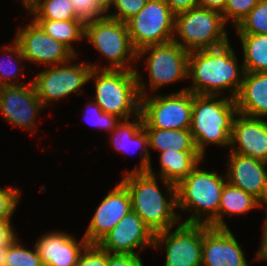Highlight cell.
<instances>
[{
  "label": "cell",
  "instance_id": "7bdbcfd3",
  "mask_svg": "<svg viewBox=\"0 0 267 266\" xmlns=\"http://www.w3.org/2000/svg\"><path fill=\"white\" fill-rule=\"evenodd\" d=\"M43 1L46 0H26L23 4L29 11V13H32Z\"/></svg>",
  "mask_w": 267,
  "mask_h": 266
},
{
  "label": "cell",
  "instance_id": "7402d4cb",
  "mask_svg": "<svg viewBox=\"0 0 267 266\" xmlns=\"http://www.w3.org/2000/svg\"><path fill=\"white\" fill-rule=\"evenodd\" d=\"M130 119L121 120L111 132L110 143L115 147L116 151L128 152V148L132 144L136 147L142 148L141 151V165L132 171H148L151 166L150 154L148 151L149 143L148 136L143 127V118L141 113L135 115L134 122L128 121ZM133 145V146H134ZM133 150V149H132ZM130 151V150H129Z\"/></svg>",
  "mask_w": 267,
  "mask_h": 266
},
{
  "label": "cell",
  "instance_id": "d590c367",
  "mask_svg": "<svg viewBox=\"0 0 267 266\" xmlns=\"http://www.w3.org/2000/svg\"><path fill=\"white\" fill-rule=\"evenodd\" d=\"M81 252L77 266H107V251L97 244H88Z\"/></svg>",
  "mask_w": 267,
  "mask_h": 266
},
{
  "label": "cell",
  "instance_id": "4fadbf2b",
  "mask_svg": "<svg viewBox=\"0 0 267 266\" xmlns=\"http://www.w3.org/2000/svg\"><path fill=\"white\" fill-rule=\"evenodd\" d=\"M155 234L153 247L165 245L164 266H202L203 225L178 224L176 229Z\"/></svg>",
  "mask_w": 267,
  "mask_h": 266
},
{
  "label": "cell",
  "instance_id": "8d00e7d4",
  "mask_svg": "<svg viewBox=\"0 0 267 266\" xmlns=\"http://www.w3.org/2000/svg\"><path fill=\"white\" fill-rule=\"evenodd\" d=\"M13 58V61H12ZM14 56L13 54L10 56L8 62L5 63V61L2 64L0 61V86H11V85H22L20 83H17L15 81H12V79L17 78V72L20 73L21 69H18V67L12 65L14 64Z\"/></svg>",
  "mask_w": 267,
  "mask_h": 266
},
{
  "label": "cell",
  "instance_id": "9c48e42d",
  "mask_svg": "<svg viewBox=\"0 0 267 266\" xmlns=\"http://www.w3.org/2000/svg\"><path fill=\"white\" fill-rule=\"evenodd\" d=\"M193 93L182 89L176 93L141 97L140 113L144 128L190 129Z\"/></svg>",
  "mask_w": 267,
  "mask_h": 266
},
{
  "label": "cell",
  "instance_id": "d4e9b609",
  "mask_svg": "<svg viewBox=\"0 0 267 266\" xmlns=\"http://www.w3.org/2000/svg\"><path fill=\"white\" fill-rule=\"evenodd\" d=\"M256 207H263V204L253 195L227 182L221 193L218 209V228H228L223 221V215L246 214Z\"/></svg>",
  "mask_w": 267,
  "mask_h": 266
},
{
  "label": "cell",
  "instance_id": "836d02e7",
  "mask_svg": "<svg viewBox=\"0 0 267 266\" xmlns=\"http://www.w3.org/2000/svg\"><path fill=\"white\" fill-rule=\"evenodd\" d=\"M89 108L91 111L89 110ZM85 115L86 118L88 115V118L90 116L92 117H90L89 119L87 118L88 123L99 128H104V130H107L108 132H112L119 121H121V119H119L117 116L103 112V110L94 101L87 105V111L85 112Z\"/></svg>",
  "mask_w": 267,
  "mask_h": 266
},
{
  "label": "cell",
  "instance_id": "5bb4252c",
  "mask_svg": "<svg viewBox=\"0 0 267 266\" xmlns=\"http://www.w3.org/2000/svg\"><path fill=\"white\" fill-rule=\"evenodd\" d=\"M155 234L133 210L104 236L97 245L110 254H138L135 249L154 245ZM139 247V248H138Z\"/></svg>",
  "mask_w": 267,
  "mask_h": 266
},
{
  "label": "cell",
  "instance_id": "4316f807",
  "mask_svg": "<svg viewBox=\"0 0 267 266\" xmlns=\"http://www.w3.org/2000/svg\"><path fill=\"white\" fill-rule=\"evenodd\" d=\"M52 38L65 45L75 56L72 42L84 38L85 23L81 20H35Z\"/></svg>",
  "mask_w": 267,
  "mask_h": 266
},
{
  "label": "cell",
  "instance_id": "5b68a950",
  "mask_svg": "<svg viewBox=\"0 0 267 266\" xmlns=\"http://www.w3.org/2000/svg\"><path fill=\"white\" fill-rule=\"evenodd\" d=\"M198 166L176 185L177 208L194 210L183 223L218 228V209L227 177L201 170ZM203 214H208L205 220Z\"/></svg>",
  "mask_w": 267,
  "mask_h": 266
},
{
  "label": "cell",
  "instance_id": "52a82bcc",
  "mask_svg": "<svg viewBox=\"0 0 267 266\" xmlns=\"http://www.w3.org/2000/svg\"><path fill=\"white\" fill-rule=\"evenodd\" d=\"M84 38L110 59L111 67L103 69L136 70L131 64L127 65V62L138 60L126 23L108 16L86 22Z\"/></svg>",
  "mask_w": 267,
  "mask_h": 266
},
{
  "label": "cell",
  "instance_id": "e575fe53",
  "mask_svg": "<svg viewBox=\"0 0 267 266\" xmlns=\"http://www.w3.org/2000/svg\"><path fill=\"white\" fill-rule=\"evenodd\" d=\"M21 191L15 187L0 188V220H11L20 200Z\"/></svg>",
  "mask_w": 267,
  "mask_h": 266
},
{
  "label": "cell",
  "instance_id": "ab89813d",
  "mask_svg": "<svg viewBox=\"0 0 267 266\" xmlns=\"http://www.w3.org/2000/svg\"><path fill=\"white\" fill-rule=\"evenodd\" d=\"M164 1L168 4L169 8L175 15L199 6L198 0H164Z\"/></svg>",
  "mask_w": 267,
  "mask_h": 266
},
{
  "label": "cell",
  "instance_id": "8fae6325",
  "mask_svg": "<svg viewBox=\"0 0 267 266\" xmlns=\"http://www.w3.org/2000/svg\"><path fill=\"white\" fill-rule=\"evenodd\" d=\"M66 63L53 65L36 75L32 80L38 99L47 107L50 101H56L77 92L89 81L91 70L89 63L68 65ZM66 64V65H65ZM62 65V66H61ZM65 65V66H64Z\"/></svg>",
  "mask_w": 267,
  "mask_h": 266
},
{
  "label": "cell",
  "instance_id": "60d3db41",
  "mask_svg": "<svg viewBox=\"0 0 267 266\" xmlns=\"http://www.w3.org/2000/svg\"><path fill=\"white\" fill-rule=\"evenodd\" d=\"M199 6L208 8L210 10L218 11L220 13L224 12L227 0H198Z\"/></svg>",
  "mask_w": 267,
  "mask_h": 266
},
{
  "label": "cell",
  "instance_id": "3957f363",
  "mask_svg": "<svg viewBox=\"0 0 267 266\" xmlns=\"http://www.w3.org/2000/svg\"><path fill=\"white\" fill-rule=\"evenodd\" d=\"M121 183L127 188L132 210L141 217L145 224L156 234L172 229L180 221L176 197L167 201L163 196L152 166L148 171H131L126 174Z\"/></svg>",
  "mask_w": 267,
  "mask_h": 266
},
{
  "label": "cell",
  "instance_id": "4dcf8cb0",
  "mask_svg": "<svg viewBox=\"0 0 267 266\" xmlns=\"http://www.w3.org/2000/svg\"><path fill=\"white\" fill-rule=\"evenodd\" d=\"M77 18L84 23L106 17L107 7L101 0H70Z\"/></svg>",
  "mask_w": 267,
  "mask_h": 266
},
{
  "label": "cell",
  "instance_id": "2e32d148",
  "mask_svg": "<svg viewBox=\"0 0 267 266\" xmlns=\"http://www.w3.org/2000/svg\"><path fill=\"white\" fill-rule=\"evenodd\" d=\"M131 210L130 194L120 182L97 207L84 235L88 244H97Z\"/></svg>",
  "mask_w": 267,
  "mask_h": 266
},
{
  "label": "cell",
  "instance_id": "d6986e66",
  "mask_svg": "<svg viewBox=\"0 0 267 266\" xmlns=\"http://www.w3.org/2000/svg\"><path fill=\"white\" fill-rule=\"evenodd\" d=\"M236 115L232 123L230 145L234 149L231 152L267 162V121L263 117Z\"/></svg>",
  "mask_w": 267,
  "mask_h": 266
},
{
  "label": "cell",
  "instance_id": "7c38bea8",
  "mask_svg": "<svg viewBox=\"0 0 267 266\" xmlns=\"http://www.w3.org/2000/svg\"><path fill=\"white\" fill-rule=\"evenodd\" d=\"M147 52L150 54L147 56L146 65L153 91L174 81L188 78L189 52L175 41L142 48L137 52V60Z\"/></svg>",
  "mask_w": 267,
  "mask_h": 266
},
{
  "label": "cell",
  "instance_id": "1f68e13d",
  "mask_svg": "<svg viewBox=\"0 0 267 266\" xmlns=\"http://www.w3.org/2000/svg\"><path fill=\"white\" fill-rule=\"evenodd\" d=\"M259 0H227L224 12L222 13L225 23L231 18L235 28L257 5Z\"/></svg>",
  "mask_w": 267,
  "mask_h": 266
},
{
  "label": "cell",
  "instance_id": "e0dca14e",
  "mask_svg": "<svg viewBox=\"0 0 267 266\" xmlns=\"http://www.w3.org/2000/svg\"><path fill=\"white\" fill-rule=\"evenodd\" d=\"M205 266H249L241 245L229 228L203 225L202 262Z\"/></svg>",
  "mask_w": 267,
  "mask_h": 266
},
{
  "label": "cell",
  "instance_id": "484cf974",
  "mask_svg": "<svg viewBox=\"0 0 267 266\" xmlns=\"http://www.w3.org/2000/svg\"><path fill=\"white\" fill-rule=\"evenodd\" d=\"M242 43L245 72L267 73V34H238Z\"/></svg>",
  "mask_w": 267,
  "mask_h": 266
},
{
  "label": "cell",
  "instance_id": "277c9868",
  "mask_svg": "<svg viewBox=\"0 0 267 266\" xmlns=\"http://www.w3.org/2000/svg\"><path fill=\"white\" fill-rule=\"evenodd\" d=\"M217 97L218 95L193 94L189 130L203 158L207 144L230 146L232 123L238 113L235 99L225 97L216 100Z\"/></svg>",
  "mask_w": 267,
  "mask_h": 266
},
{
  "label": "cell",
  "instance_id": "6da1fadb",
  "mask_svg": "<svg viewBox=\"0 0 267 266\" xmlns=\"http://www.w3.org/2000/svg\"><path fill=\"white\" fill-rule=\"evenodd\" d=\"M239 68L229 43L215 49L189 52L188 77L192 76L193 86L186 89L193 94L220 96V91L232 87L230 96L235 99L245 75L243 65Z\"/></svg>",
  "mask_w": 267,
  "mask_h": 266
},
{
  "label": "cell",
  "instance_id": "74e56055",
  "mask_svg": "<svg viewBox=\"0 0 267 266\" xmlns=\"http://www.w3.org/2000/svg\"><path fill=\"white\" fill-rule=\"evenodd\" d=\"M107 266H143L138 254H110L107 251Z\"/></svg>",
  "mask_w": 267,
  "mask_h": 266
},
{
  "label": "cell",
  "instance_id": "cb8c5ba5",
  "mask_svg": "<svg viewBox=\"0 0 267 266\" xmlns=\"http://www.w3.org/2000/svg\"><path fill=\"white\" fill-rule=\"evenodd\" d=\"M149 148L164 151H198L189 129L144 128Z\"/></svg>",
  "mask_w": 267,
  "mask_h": 266
},
{
  "label": "cell",
  "instance_id": "f6af8a7d",
  "mask_svg": "<svg viewBox=\"0 0 267 266\" xmlns=\"http://www.w3.org/2000/svg\"><path fill=\"white\" fill-rule=\"evenodd\" d=\"M265 212H266V221L264 223V226H263V239L262 240H267V207L265 208Z\"/></svg>",
  "mask_w": 267,
  "mask_h": 266
},
{
  "label": "cell",
  "instance_id": "ee69618b",
  "mask_svg": "<svg viewBox=\"0 0 267 266\" xmlns=\"http://www.w3.org/2000/svg\"><path fill=\"white\" fill-rule=\"evenodd\" d=\"M8 246H1L0 247V266H7L6 265V257L8 252Z\"/></svg>",
  "mask_w": 267,
  "mask_h": 266
},
{
  "label": "cell",
  "instance_id": "ac0fdd59",
  "mask_svg": "<svg viewBox=\"0 0 267 266\" xmlns=\"http://www.w3.org/2000/svg\"><path fill=\"white\" fill-rule=\"evenodd\" d=\"M229 156L227 182L267 204V162L234 152Z\"/></svg>",
  "mask_w": 267,
  "mask_h": 266
},
{
  "label": "cell",
  "instance_id": "f35d334b",
  "mask_svg": "<svg viewBox=\"0 0 267 266\" xmlns=\"http://www.w3.org/2000/svg\"><path fill=\"white\" fill-rule=\"evenodd\" d=\"M10 221L0 220V247L10 245L16 239V234L10 225Z\"/></svg>",
  "mask_w": 267,
  "mask_h": 266
},
{
  "label": "cell",
  "instance_id": "8992f818",
  "mask_svg": "<svg viewBox=\"0 0 267 266\" xmlns=\"http://www.w3.org/2000/svg\"><path fill=\"white\" fill-rule=\"evenodd\" d=\"M225 24L222 13L198 6L175 15L174 33L183 42L173 41L188 52L219 48L229 43Z\"/></svg>",
  "mask_w": 267,
  "mask_h": 266
},
{
  "label": "cell",
  "instance_id": "f1b7e54d",
  "mask_svg": "<svg viewBox=\"0 0 267 266\" xmlns=\"http://www.w3.org/2000/svg\"><path fill=\"white\" fill-rule=\"evenodd\" d=\"M236 29L238 34H267V0H259Z\"/></svg>",
  "mask_w": 267,
  "mask_h": 266
},
{
  "label": "cell",
  "instance_id": "9a60e30c",
  "mask_svg": "<svg viewBox=\"0 0 267 266\" xmlns=\"http://www.w3.org/2000/svg\"><path fill=\"white\" fill-rule=\"evenodd\" d=\"M45 108L38 99L33 82L28 86H0V111L14 126L35 129V116Z\"/></svg>",
  "mask_w": 267,
  "mask_h": 266
},
{
  "label": "cell",
  "instance_id": "f546056e",
  "mask_svg": "<svg viewBox=\"0 0 267 266\" xmlns=\"http://www.w3.org/2000/svg\"><path fill=\"white\" fill-rule=\"evenodd\" d=\"M17 238L8 246L6 257L7 266H44L38 250L34 245V251L28 250L19 244Z\"/></svg>",
  "mask_w": 267,
  "mask_h": 266
},
{
  "label": "cell",
  "instance_id": "ffe728a7",
  "mask_svg": "<svg viewBox=\"0 0 267 266\" xmlns=\"http://www.w3.org/2000/svg\"><path fill=\"white\" fill-rule=\"evenodd\" d=\"M87 245L84 237L78 243L72 235L60 231L41 235L35 244L44 266H77Z\"/></svg>",
  "mask_w": 267,
  "mask_h": 266
},
{
  "label": "cell",
  "instance_id": "44dd1931",
  "mask_svg": "<svg viewBox=\"0 0 267 266\" xmlns=\"http://www.w3.org/2000/svg\"><path fill=\"white\" fill-rule=\"evenodd\" d=\"M235 103L239 114L267 116V73L245 72Z\"/></svg>",
  "mask_w": 267,
  "mask_h": 266
},
{
  "label": "cell",
  "instance_id": "83f0119b",
  "mask_svg": "<svg viewBox=\"0 0 267 266\" xmlns=\"http://www.w3.org/2000/svg\"><path fill=\"white\" fill-rule=\"evenodd\" d=\"M34 20H80L70 0H46L33 12Z\"/></svg>",
  "mask_w": 267,
  "mask_h": 266
},
{
  "label": "cell",
  "instance_id": "603a6c76",
  "mask_svg": "<svg viewBox=\"0 0 267 266\" xmlns=\"http://www.w3.org/2000/svg\"><path fill=\"white\" fill-rule=\"evenodd\" d=\"M203 159L198 151H164L160 153L159 179L166 184L170 197H176V185Z\"/></svg>",
  "mask_w": 267,
  "mask_h": 266
},
{
  "label": "cell",
  "instance_id": "d6a6232c",
  "mask_svg": "<svg viewBox=\"0 0 267 266\" xmlns=\"http://www.w3.org/2000/svg\"><path fill=\"white\" fill-rule=\"evenodd\" d=\"M148 0H112L107 6V11L114 6L117 12L107 14L116 20L126 23L130 18L135 16L147 3Z\"/></svg>",
  "mask_w": 267,
  "mask_h": 266
},
{
  "label": "cell",
  "instance_id": "ba28073f",
  "mask_svg": "<svg viewBox=\"0 0 267 266\" xmlns=\"http://www.w3.org/2000/svg\"><path fill=\"white\" fill-rule=\"evenodd\" d=\"M126 24L137 52L150 45L170 42L175 35V14L164 0H148Z\"/></svg>",
  "mask_w": 267,
  "mask_h": 266
},
{
  "label": "cell",
  "instance_id": "bcb514c9",
  "mask_svg": "<svg viewBox=\"0 0 267 266\" xmlns=\"http://www.w3.org/2000/svg\"><path fill=\"white\" fill-rule=\"evenodd\" d=\"M104 4H105V6L107 7L109 4H110V2L112 1V0H101Z\"/></svg>",
  "mask_w": 267,
  "mask_h": 266
},
{
  "label": "cell",
  "instance_id": "30bf717a",
  "mask_svg": "<svg viewBox=\"0 0 267 266\" xmlns=\"http://www.w3.org/2000/svg\"><path fill=\"white\" fill-rule=\"evenodd\" d=\"M17 32L12 46L3 47L2 50L13 53L18 61L28 60L53 66L78 57L61 42L49 36L34 19L25 28H18Z\"/></svg>",
  "mask_w": 267,
  "mask_h": 266
},
{
  "label": "cell",
  "instance_id": "7a4b0ae2",
  "mask_svg": "<svg viewBox=\"0 0 267 266\" xmlns=\"http://www.w3.org/2000/svg\"><path fill=\"white\" fill-rule=\"evenodd\" d=\"M89 80L95 78V103L103 112L125 120L140 114L141 97L147 95L145 83L137 70H99L93 65ZM141 76V77H140Z\"/></svg>",
  "mask_w": 267,
  "mask_h": 266
},
{
  "label": "cell",
  "instance_id": "b9f144b4",
  "mask_svg": "<svg viewBox=\"0 0 267 266\" xmlns=\"http://www.w3.org/2000/svg\"><path fill=\"white\" fill-rule=\"evenodd\" d=\"M267 260V240H262L260 249L256 254L255 260Z\"/></svg>",
  "mask_w": 267,
  "mask_h": 266
}]
</instances>
